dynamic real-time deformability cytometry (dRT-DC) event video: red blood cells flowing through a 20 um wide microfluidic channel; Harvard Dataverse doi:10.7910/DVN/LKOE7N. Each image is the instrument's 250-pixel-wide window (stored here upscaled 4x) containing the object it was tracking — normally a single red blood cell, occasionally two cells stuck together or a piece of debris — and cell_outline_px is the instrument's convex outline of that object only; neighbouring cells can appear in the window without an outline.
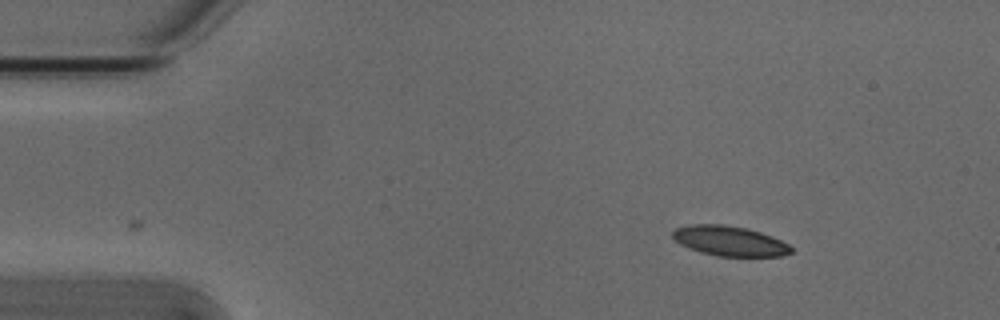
{"species": "Egyptian fruit bat (a non-hibernating species)", "species_latin": "Rousettus aegyptiacus", "temperature_condition": "cold", "stored_images_in_passage": 2, "camera_frame_rate_fps": 3000, "um_per_image_px": 0.085, "animal": {"sex": "male"}, "frame": {"image": 1, "passage_image": 2, "time_ms": 0.333, "image_size_px": [1000, 320], "cell_outline_px": [[792, 252], [784, 256], [716, 256], [700, 252], [688, 248], [680, 244], [672, 236], [672, 232], [676, 228], [692, 224], [724, 224], [748, 228], [772, 236], [788, 244], [792, 248]], "centroid_in_image_um": [62.02, 20.48], "position_along_channel_um": 23.0, "area_um2": 20.75}}